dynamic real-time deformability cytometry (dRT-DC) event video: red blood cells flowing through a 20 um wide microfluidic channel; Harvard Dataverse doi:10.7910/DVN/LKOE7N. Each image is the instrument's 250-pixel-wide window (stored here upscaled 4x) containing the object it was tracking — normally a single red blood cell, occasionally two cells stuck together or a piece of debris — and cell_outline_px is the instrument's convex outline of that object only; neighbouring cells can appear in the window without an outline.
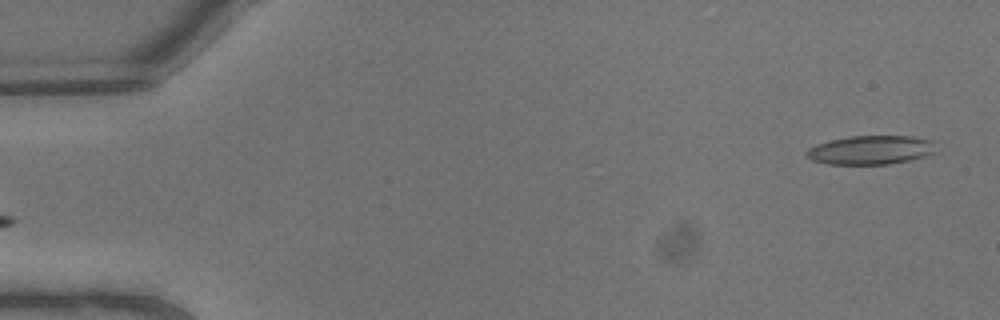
{"species": "common noctule bat (a hibernating species)", "species_latin": "Nyctalus noctula", "temperature_condition": "warm", "stored_images_in_passage": 5, "camera_frame_rate_fps": 3000, "um_per_image_px": 0.085, "animal": {"sex": "male", "body_mass_g": 13.3}, "frame": {"image": 1, "passage_image": 1, "time_ms": 0.0, "image_size_px": [1000, 320], "cell_outline_px": [[936, 152], [924, 156], [908, 160], [888, 164], [828, 164], [812, 160], [804, 156], [804, 152], [808, 148], [816, 144], [828, 140], [848, 136], [912, 136], [932, 140]], "centroid_in_image_um": [73.95, 12.74], "position_along_channel_um": 11.0, "area_um2": 21.91}}